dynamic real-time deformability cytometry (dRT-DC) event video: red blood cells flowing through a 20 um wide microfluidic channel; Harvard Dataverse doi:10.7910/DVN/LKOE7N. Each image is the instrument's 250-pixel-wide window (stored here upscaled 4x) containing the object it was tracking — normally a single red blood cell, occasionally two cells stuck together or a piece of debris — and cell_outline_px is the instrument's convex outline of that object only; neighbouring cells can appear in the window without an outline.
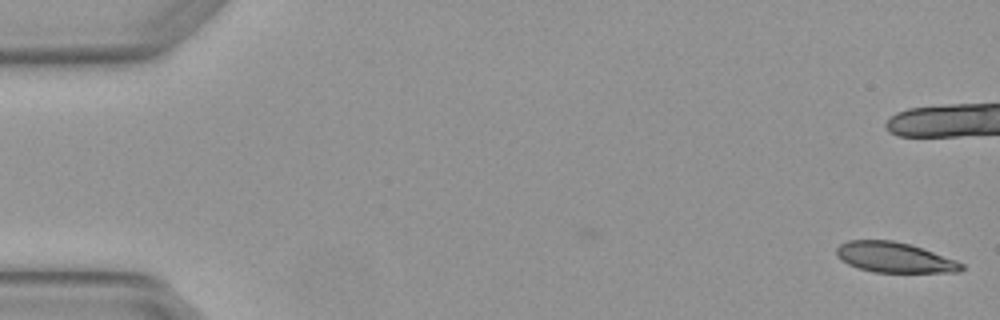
{"species": "Egyptian fruit bat (a non-hibernating species)", "species_latin": "Rousettus aegyptiacus", "temperature_condition": "warm", "stored_images_in_passage": 2, "camera_frame_rate_fps": 3000, "um_per_image_px": 0.085, "animal": {"sex": "female"}, "frame": {"image": 1, "passage_image": 2, "time_ms": 0.333, "image_size_px": [1000, 320], "cell_outline_px": [[964, 268], [960, 272], [876, 272], [860, 268], [848, 264], [840, 260], [836, 256], [836, 248], [840, 244], [848, 240], [892, 240], [912, 244], [956, 260], [964, 264]], "centroid_in_image_um": [76.03, 21.87], "position_along_channel_um": 9.0, "area_um2": 22.14}}